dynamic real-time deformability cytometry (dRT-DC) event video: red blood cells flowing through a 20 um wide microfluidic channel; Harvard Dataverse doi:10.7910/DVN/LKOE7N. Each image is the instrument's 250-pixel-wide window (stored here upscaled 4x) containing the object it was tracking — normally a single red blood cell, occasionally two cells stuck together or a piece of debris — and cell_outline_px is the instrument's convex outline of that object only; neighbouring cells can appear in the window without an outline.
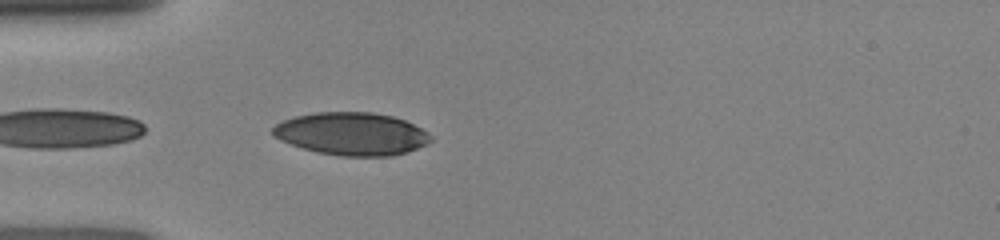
{"species": "human", "species_latin": "Homo sapiens", "temperature_condition": "room temperature", "stored_images_in_passage": 10, "camera_frame_rate_fps": 3000, "um_per_image_px": 0.085, "donor": {"sex": "female"}, "frame": {"image": 1, "passage_image": 1, "time_ms": 0.0, "image_size_px": [1000, 240], "cell_outline_px": [[432, 140], [428, 144], [392, 156], [340, 156], [316, 152], [280, 140], [272, 136], [272, 128], [276, 124], [284, 120], [296, 116], [316, 112], [372, 112], [392, 116], [404, 120], [428, 132], [432, 136]], "centroid_in_image_um": [29.89, 11.37], "position_along_channel_um": 55.1, "area_um2": 39.25}}
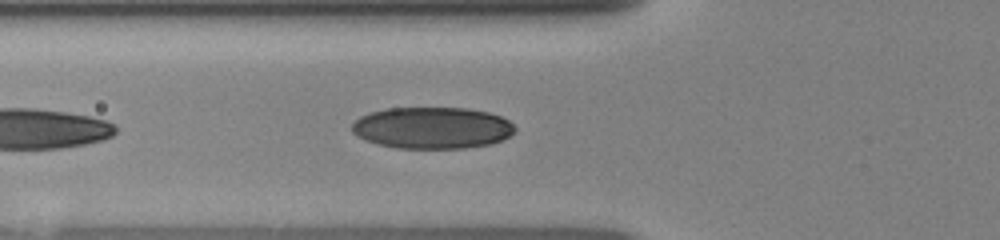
{"frame": {"image": 2, "passage_image": 4, "time_ms": 1.0, "image_size_px": [1000, 240], "cell_outline_px": [[516, 132], [504, 140], [492, 144], [464, 148], [396, 148], [376, 144], [364, 140], [356, 136], [352, 132], [352, 124], [360, 116], [384, 108], [468, 108], [488, 112], [500, 116], [508, 120], [516, 128]], "centroid_in_image_um": [36.75, 10.87], "position_along_channel_um": 89.1, "area_um2": 39.94}}
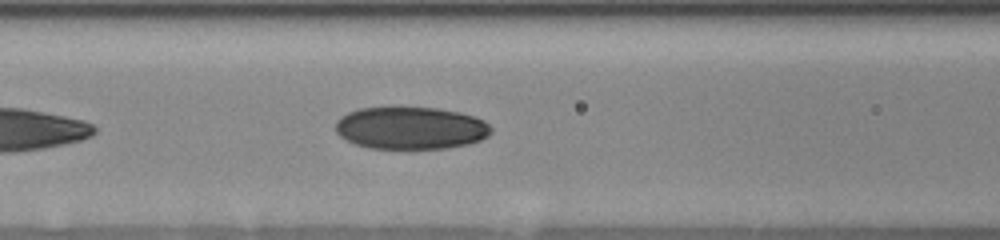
{"frame": {"image": 3, "passage_image": 7, "time_ms": 2.0, "image_size_px": [1000, 240], "cell_outline_px": [[492, 132], [488, 136], [480, 140], [468, 144], [448, 148], [368, 148], [356, 144], [340, 136], [336, 132], [336, 120], [340, 116], [348, 112], [360, 108], [436, 108], [460, 112], [484, 120], [492, 128]], "centroid_in_image_um": [34.92, 10.88], "position_along_channel_um": 131.7, "area_um2": 38.32}}